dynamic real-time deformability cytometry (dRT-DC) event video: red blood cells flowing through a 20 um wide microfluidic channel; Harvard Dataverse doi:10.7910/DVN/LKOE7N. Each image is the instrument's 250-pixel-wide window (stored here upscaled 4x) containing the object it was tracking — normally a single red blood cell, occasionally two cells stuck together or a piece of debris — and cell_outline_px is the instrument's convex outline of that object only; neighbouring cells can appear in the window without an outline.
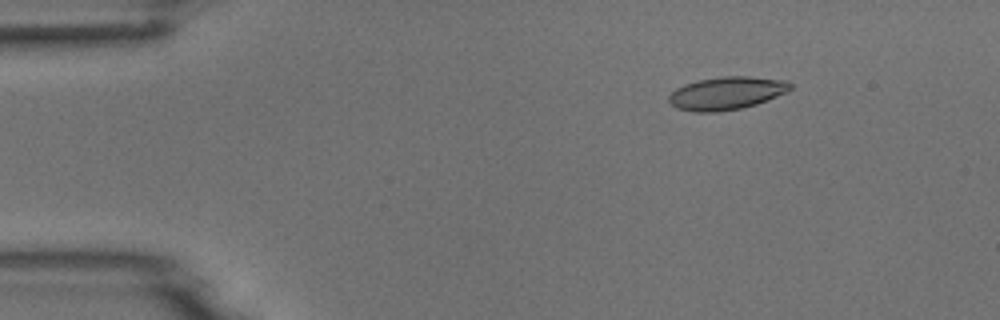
{"species": "common noctule bat (a hibernating species)", "species_latin": "Nyctalus noctula", "temperature_condition": "room temperature", "stored_images_in_passage": 4, "camera_frame_rate_fps": 3000, "um_per_image_px": 0.085, "animal": {"sex": "male", "body_mass_g": 18.8}, "frame": {"image": 1, "passage_image": 2, "time_ms": 1.0, "image_size_px": [1000, 320], "cell_outline_px": [[792, 88], [788, 92], [756, 104], [740, 108], [716, 112], [692, 112], [676, 108], [668, 100], [668, 96], [676, 88], [684, 84], [700, 80], [720, 76], [748, 76], [788, 80], [792, 84]], "centroid_in_image_um": [61.77, 7.91], "position_along_channel_um": 23.2, "area_um2": 23.41}}